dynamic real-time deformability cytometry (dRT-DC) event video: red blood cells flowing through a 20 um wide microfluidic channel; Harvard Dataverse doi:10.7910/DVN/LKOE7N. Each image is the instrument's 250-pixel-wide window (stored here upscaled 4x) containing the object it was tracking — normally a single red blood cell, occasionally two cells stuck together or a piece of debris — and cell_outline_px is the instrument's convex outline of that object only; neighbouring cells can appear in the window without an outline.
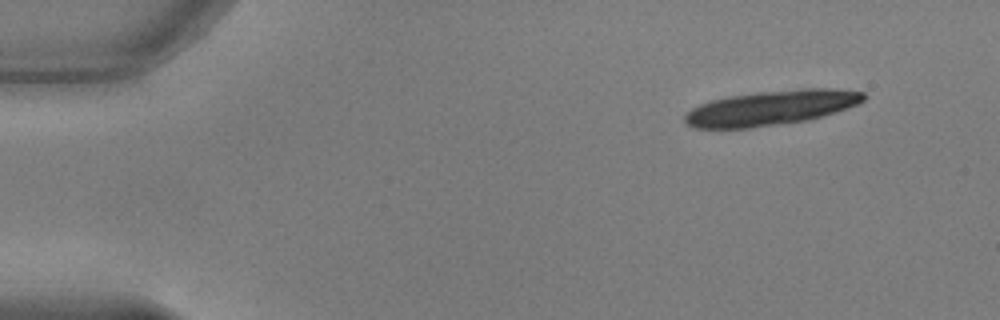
{"species": "common noctule bat (a hibernating species)", "species_latin": "Nyctalus noctula", "temperature_condition": "warm", "stored_images_in_passage": 14, "camera_frame_rate_fps": 3000, "um_per_image_px": 0.085, "animal": {"sex": "male", "body_mass_g": 17.9, "forearm_length_mm": 54.2}, "frame": {"image": 1, "passage_image": 1, "time_ms": 0.0, "image_size_px": [1000, 320], "cell_outline_px": [[864, 100], [856, 104], [808, 120], [748, 128], [696, 128], [688, 124], [684, 120], [684, 116], [692, 108], [700, 104], [712, 100], [728, 96], [760, 92], [804, 88], [832, 88], [864, 92]], "centroid_in_image_um": [65.51, 9.16], "position_along_channel_um": 19.5, "area_um2": 35.66}}